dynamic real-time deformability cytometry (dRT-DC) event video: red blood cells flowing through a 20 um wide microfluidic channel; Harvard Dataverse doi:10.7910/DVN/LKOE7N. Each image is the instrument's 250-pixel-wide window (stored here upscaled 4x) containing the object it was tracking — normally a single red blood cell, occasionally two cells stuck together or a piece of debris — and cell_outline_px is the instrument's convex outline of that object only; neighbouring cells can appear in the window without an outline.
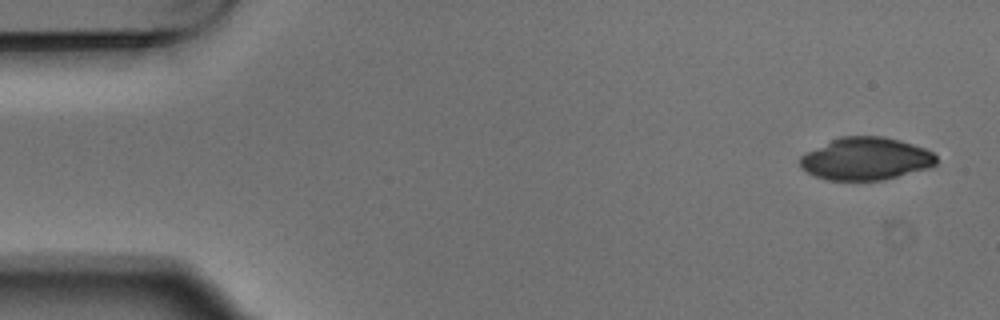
{"species": "Egyptian fruit bat (a non-hibernating species)", "species_latin": "Rousettus aegyptiacus", "temperature_condition": "warm", "stored_images_in_passage": 4, "camera_frame_rate_fps": 3000, "um_per_image_px": 0.085, "animal": {"sex": "male"}, "frame": {"image": 1, "passage_image": 1, "time_ms": 0.0, "image_size_px": [1000, 320], "cell_outline_px": [[936, 164], [932, 168], [880, 180], [828, 180], [816, 176], [800, 168], [800, 156], [840, 136], [884, 136], [900, 140], [924, 148], [932, 152], [936, 156]], "centroid_in_image_um": [73.62, 13.5], "position_along_channel_um": 11.4, "area_um2": 33.64}}